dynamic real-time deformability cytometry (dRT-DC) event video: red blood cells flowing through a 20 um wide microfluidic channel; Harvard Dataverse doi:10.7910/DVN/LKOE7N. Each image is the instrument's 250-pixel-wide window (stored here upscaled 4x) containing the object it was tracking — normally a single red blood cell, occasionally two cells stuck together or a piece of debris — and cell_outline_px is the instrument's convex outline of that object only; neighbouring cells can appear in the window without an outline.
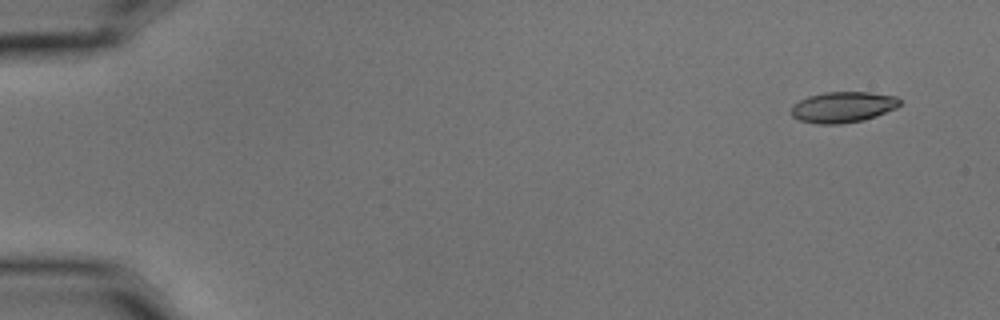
{"species": "common noctule bat (a hibernating species)", "species_latin": "Nyctalus noctula", "temperature_condition": "cold", "stored_images_in_passage": 4, "camera_frame_rate_fps": 3000, "um_per_image_px": 0.085, "animal": {"sex": "male", "body_mass_g": 15.6}, "frame": {"image": 1, "passage_image": 1, "time_ms": 0.0, "image_size_px": [1000, 320], "cell_outline_px": [[900, 104], [896, 108], [876, 116], [864, 120], [840, 124], [816, 124], [800, 120], [792, 116], [792, 104], [808, 96], [824, 92], [868, 92], [896, 96], [900, 100]], "centroid_in_image_um": [71.64, 9.1], "position_along_channel_um": 13.4, "area_um2": 19.54}}
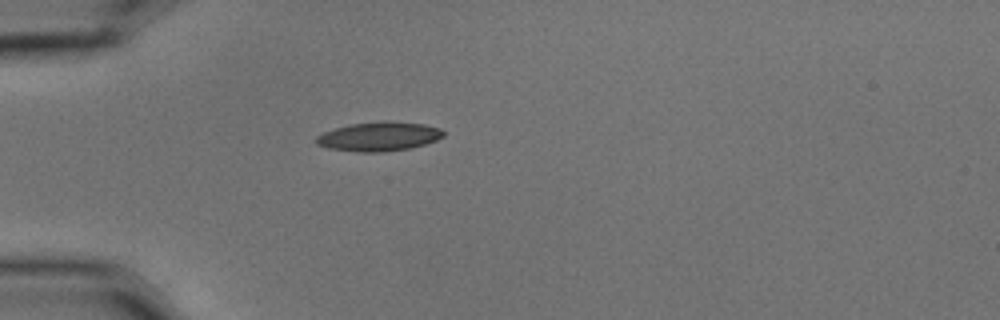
{"frame": {"image": 2, "passage_image": 4, "time_ms": 1.0, "image_size_px": [1000, 320], "cell_outline_px": [[444, 136], [436, 140], [412, 148], [384, 152], [356, 152], [328, 148], [316, 144], [316, 136], [324, 132], [348, 124], [384, 120], [388, 120], [424, 124], [440, 128], [444, 132]], "centroid_in_image_um": [32.21, 11.59], "position_along_channel_um": 52.8, "area_um2": 21.85}}